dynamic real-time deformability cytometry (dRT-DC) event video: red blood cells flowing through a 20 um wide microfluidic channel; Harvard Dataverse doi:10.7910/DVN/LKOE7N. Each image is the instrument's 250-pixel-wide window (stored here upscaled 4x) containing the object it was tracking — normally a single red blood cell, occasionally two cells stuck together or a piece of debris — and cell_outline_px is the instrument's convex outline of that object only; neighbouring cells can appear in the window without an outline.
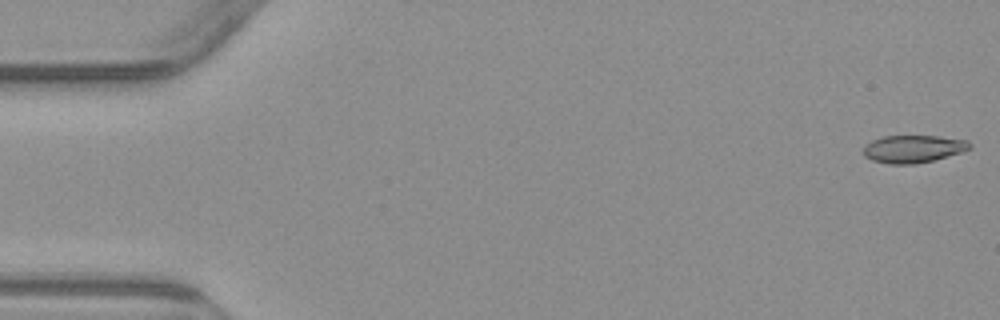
{"species": "common noctule bat (a hibernating species)", "species_latin": "Nyctalus noctula", "temperature_condition": "warm", "stored_images_in_passage": 5, "camera_frame_rate_fps": 3000, "um_per_image_px": 0.085, "animal": {"sex": "male", "body_mass_g": 23.1, "forearm_length_mm": 52.7}, "frame": {"image": 1, "passage_image": 1, "time_ms": 0.0, "image_size_px": [1000, 320], "cell_outline_px": [[972, 148], [960, 152], [932, 160], [916, 164], [888, 164], [872, 160], [864, 156], [864, 144], [872, 140], [884, 136], [940, 136], [968, 140], [972, 144]], "centroid_in_image_um": [77.61, 12.65], "position_along_channel_um": 7.4, "area_um2": 17.11}}
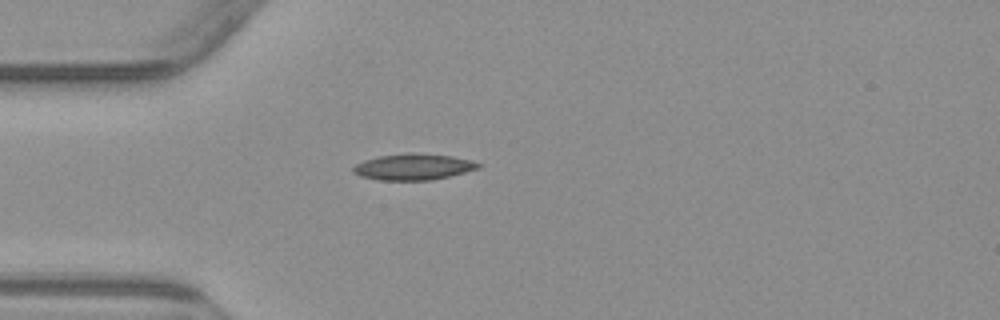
{"frame": {"image": 2, "passage_image": 5, "time_ms": 4.667, "image_size_px": [1000, 320], "cell_outline_px": [[480, 168], [432, 180], [380, 180], [360, 176], [352, 172], [352, 168], [356, 164], [364, 160], [380, 156], [408, 152], [452, 156], [472, 160], [480, 164]], "centroid_in_image_um": [35.12, 14.18], "position_along_channel_um": 49.9, "area_um2": 19.02}}